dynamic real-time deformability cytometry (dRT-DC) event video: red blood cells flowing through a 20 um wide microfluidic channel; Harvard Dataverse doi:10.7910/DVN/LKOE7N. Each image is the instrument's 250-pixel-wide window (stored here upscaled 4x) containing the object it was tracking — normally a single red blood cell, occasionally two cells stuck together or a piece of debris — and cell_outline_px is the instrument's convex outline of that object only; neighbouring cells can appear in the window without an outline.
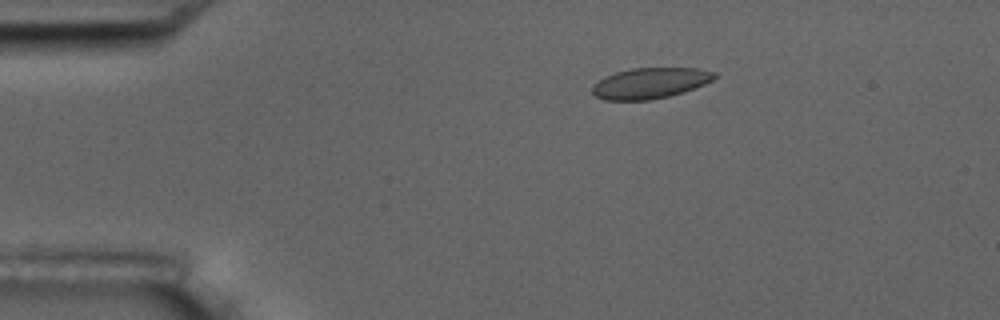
{"species": "common noctule bat (a hibernating species)", "species_latin": "Nyctalus noctula", "temperature_condition": "room temperature", "stored_images_in_passage": 5, "camera_frame_rate_fps": 3000, "um_per_image_px": 0.085, "animal": {"sex": "male", "body_mass_g": 17.5, "forearm_length_mm": 52.3}, "frame": {"image": 1, "passage_image": 3, "time_ms": 2.0, "image_size_px": [1000, 320], "cell_outline_px": [[716, 76], [712, 80], [704, 84], [684, 92], [668, 96], [648, 100], [604, 100], [596, 96], [592, 92], [592, 84], [604, 76], [616, 72], [632, 68], [700, 68], [716, 72]], "centroid_in_image_um": [55.24, 7.06], "position_along_channel_um": 29.8, "area_um2": 21.96}}